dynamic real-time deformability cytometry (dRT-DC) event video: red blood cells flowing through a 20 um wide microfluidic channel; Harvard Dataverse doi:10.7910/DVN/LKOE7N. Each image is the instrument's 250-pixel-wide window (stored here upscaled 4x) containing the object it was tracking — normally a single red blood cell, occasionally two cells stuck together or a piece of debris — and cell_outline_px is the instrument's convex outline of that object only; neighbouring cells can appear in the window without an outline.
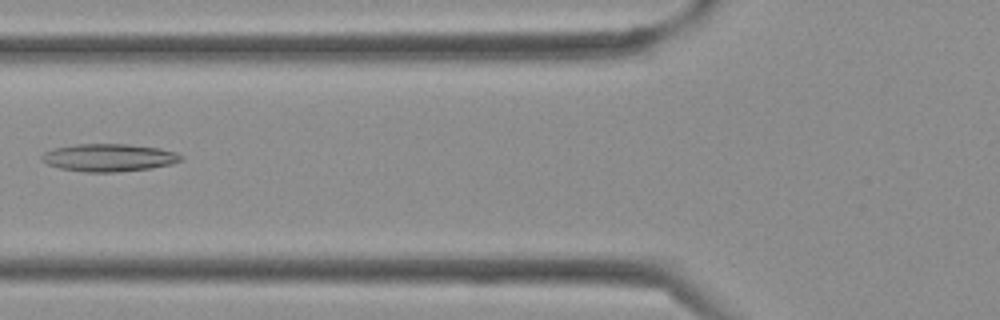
{"species": "Egyptian fruit bat (a non-hibernating species)", "species_latin": "Rousettus aegyptiacus", "temperature_condition": "cold", "stored_images_in_passage": 31, "camera_frame_rate_fps": 3000, "um_per_image_px": 0.085, "frame": {"image": 1, "passage_image": 7, "time_ms": 2.0, "image_size_px": [1000, 320], "cell_outline_px": [[184, 160], [172, 164], [152, 168], [116, 172], [84, 172], [60, 168], [48, 164], [40, 160], [40, 156], [44, 152], [56, 148], [76, 144], [128, 144], [160, 148], [176, 152], [184, 156]], "centroid_in_image_um": [9.29, 13.4], "position_along_channel_um": 116.5, "area_um2": 22.6}}
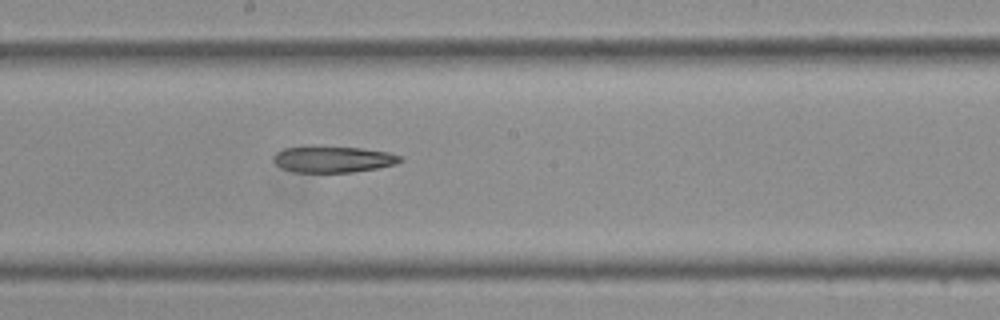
{"frame": {"image": 2, "passage_image": 13, "time_ms": 4.0, "image_size_px": [1000, 320], "cell_outline_px": [[404, 160], [396, 164], [376, 168], [352, 172], [292, 172], [280, 168], [272, 160], [272, 156], [276, 152], [284, 148], [360, 148], [388, 152], [400, 156]], "centroid_in_image_um": [28.29, 13.57], "position_along_channel_um": 219.9, "area_um2": 18.96}}
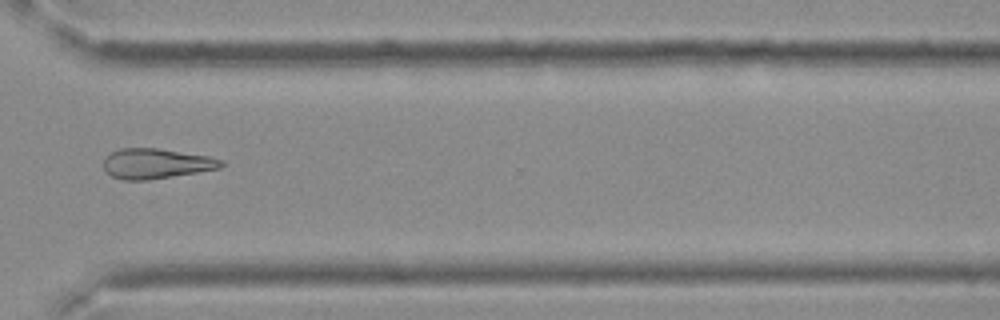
{"frame": {"image": 3, "passage_image": 21, "time_ms": 6.667, "image_size_px": [1000, 320], "cell_outline_px": [[224, 164], [220, 168], [148, 180], [120, 180], [112, 176], [104, 168], [104, 160], [112, 152], [120, 148], [156, 148], [208, 156], [224, 160]], "centroid_in_image_um": [13.27, 13.91], "position_along_channel_um": 357.3, "area_um2": 20.4}}